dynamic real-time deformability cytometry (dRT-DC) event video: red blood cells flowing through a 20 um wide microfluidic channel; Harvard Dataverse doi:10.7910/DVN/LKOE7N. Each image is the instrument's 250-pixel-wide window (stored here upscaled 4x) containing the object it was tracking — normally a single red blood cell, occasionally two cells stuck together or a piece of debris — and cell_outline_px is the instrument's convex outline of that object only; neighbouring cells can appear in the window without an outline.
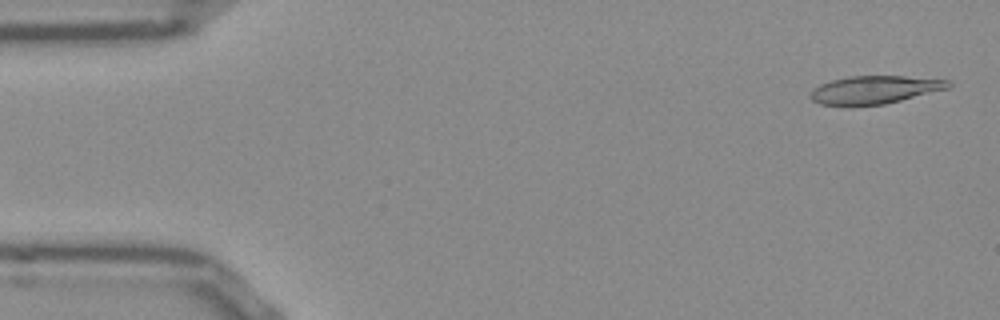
{"species": "Egyptian fruit bat (a non-hibernating species)", "species_latin": "Rousettus aegyptiacus", "temperature_condition": "room temperature", "stored_images_in_passage": 52, "camera_frame_rate_fps": 3000, "um_per_image_px": 0.085, "frame": {"image": 1, "passage_image": 2, "time_ms": 0.333, "image_size_px": [1000, 320], "cell_outline_px": [[952, 84], [948, 88], [884, 104], [852, 108], [844, 108], [820, 104], [812, 100], [812, 92], [820, 84], [832, 80], [848, 76], [904, 76], [948, 80]], "centroid_in_image_um": [74.28, 7.66], "position_along_channel_um": 10.7, "area_um2": 22.77}}
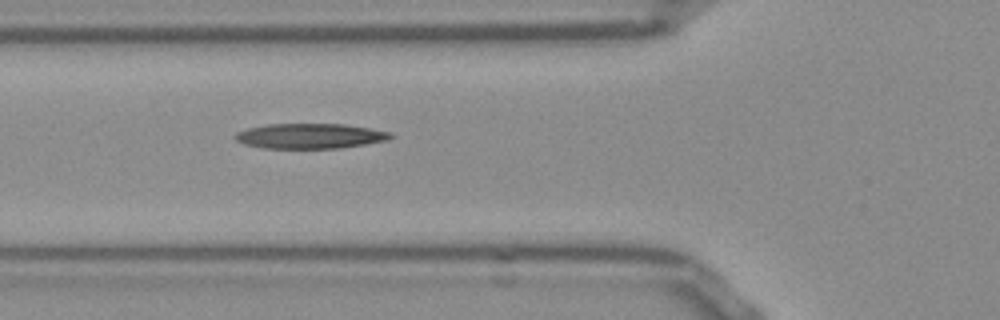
{"frame": {"image": 2, "passage_image": 18, "time_ms": 5.667, "image_size_px": [1000, 320], "cell_outline_px": [[396, 136], [388, 140], [340, 148], [260, 148], [244, 144], [236, 140], [232, 136], [236, 132], [248, 128], [268, 124], [344, 124], [372, 128], [392, 132]], "centroid_in_image_um": [26.37, 11.56], "position_along_channel_um": 99.4, "area_um2": 22.95}}
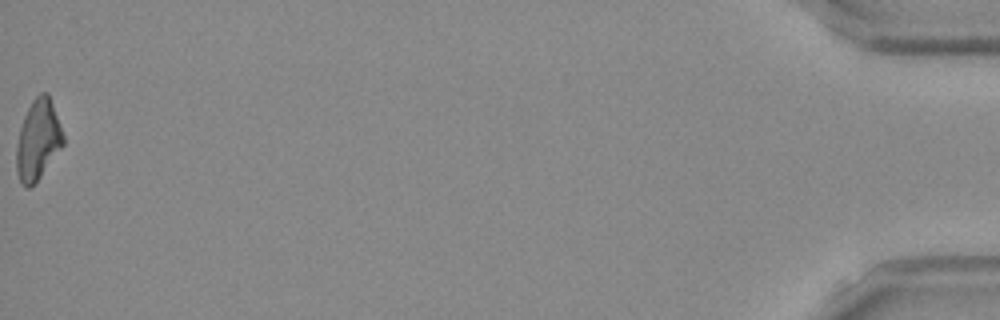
{"frame": {"image": 3, "passage_image": 52, "time_ms": 17.0, "image_size_px": [1000, 320], "cell_outline_px": [[64, 144], [36, 184], [32, 188], [24, 188], [20, 184], [16, 172], [16, 144], [20, 128], [24, 116], [32, 100], [40, 92], [48, 92], [64, 136]], "centroid_in_image_um": [3.21, 11.95], "position_along_channel_um": 432.0, "area_um2": 22.2}, "authors_computed_cell_mechanics": {"area_um2": 22.7732, "velocity_mm_per_s": 3.8641, "shape_relaxation_time_tau1_ms": null, "shape_relaxation_time_tau2_ms": 10.7824, "deformation_change_tau1": null, "deformation_change_tau2": 0.2956}}